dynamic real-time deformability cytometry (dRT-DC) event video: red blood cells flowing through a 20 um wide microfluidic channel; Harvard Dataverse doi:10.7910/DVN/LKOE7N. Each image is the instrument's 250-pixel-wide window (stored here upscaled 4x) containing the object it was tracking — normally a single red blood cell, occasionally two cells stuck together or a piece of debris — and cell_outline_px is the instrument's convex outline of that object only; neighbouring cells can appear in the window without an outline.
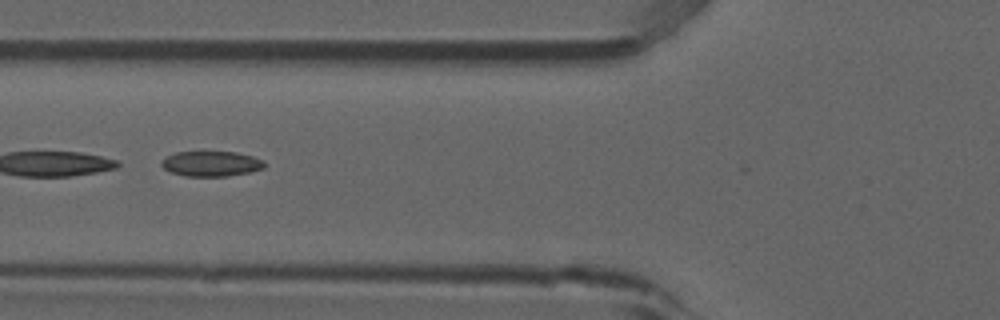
{"species": "common noctule bat (a hibernating species)", "species_latin": "Nyctalus noctula", "temperature_condition": "room temperature", "stored_images_in_passage": 8, "camera_frame_rate_fps": 3000, "um_per_image_px": 0.085, "animal": {"sex": "male", "forearm_length_mm": 52.5}, "frame": {"image": 1, "passage_image": 5, "time_ms": 1.333, "image_size_px": [1000, 320], "cell_outline_px": [[264, 168], [248, 172], [228, 176], [184, 176], [172, 172], [164, 168], [160, 164], [160, 160], [176, 152], [236, 152], [252, 156], [264, 160]], "centroid_in_image_um": [17.94, 13.91], "position_along_channel_um": 107.9, "area_um2": 15.03}}